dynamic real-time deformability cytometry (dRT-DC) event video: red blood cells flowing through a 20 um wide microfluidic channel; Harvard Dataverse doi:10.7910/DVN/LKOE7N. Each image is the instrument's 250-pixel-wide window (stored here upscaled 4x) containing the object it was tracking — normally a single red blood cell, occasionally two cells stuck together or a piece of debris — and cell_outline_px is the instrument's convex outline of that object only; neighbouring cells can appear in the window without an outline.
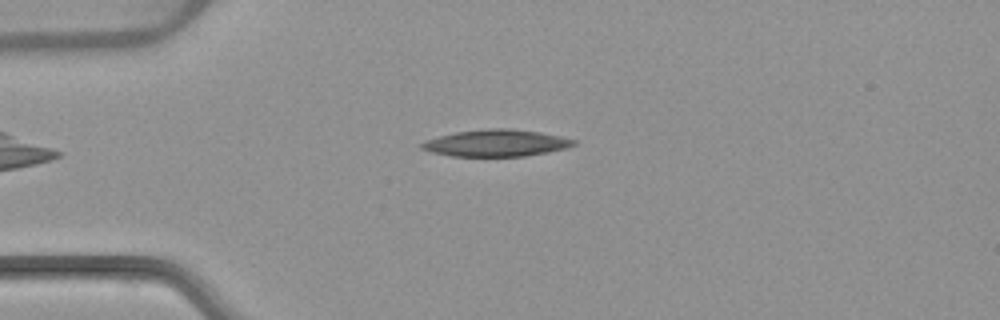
{"species": "common noctule bat (a hibernating species)", "species_latin": "Nyctalus noctula", "temperature_condition": "warm", "stored_images_in_passage": 1, "camera_frame_rate_fps": 3000, "um_per_image_px": 0.085, "animal": {"sex": "female", "body_mass_g": 22.7, "forearm_length_mm": 54.2}, "frame": {"image": 1, "passage_image": 1, "time_ms": 0.0, "image_size_px": [1000, 320], "cell_outline_px": [[576, 144], [568, 148], [548, 152], [524, 156], [452, 156], [432, 152], [420, 148], [420, 144], [424, 140], [456, 132], [488, 128], [508, 128], [540, 132], [560, 136], [576, 140]], "centroid_in_image_um": [42.19, 12.16], "position_along_channel_um": 42.8, "area_um2": 23.76}}